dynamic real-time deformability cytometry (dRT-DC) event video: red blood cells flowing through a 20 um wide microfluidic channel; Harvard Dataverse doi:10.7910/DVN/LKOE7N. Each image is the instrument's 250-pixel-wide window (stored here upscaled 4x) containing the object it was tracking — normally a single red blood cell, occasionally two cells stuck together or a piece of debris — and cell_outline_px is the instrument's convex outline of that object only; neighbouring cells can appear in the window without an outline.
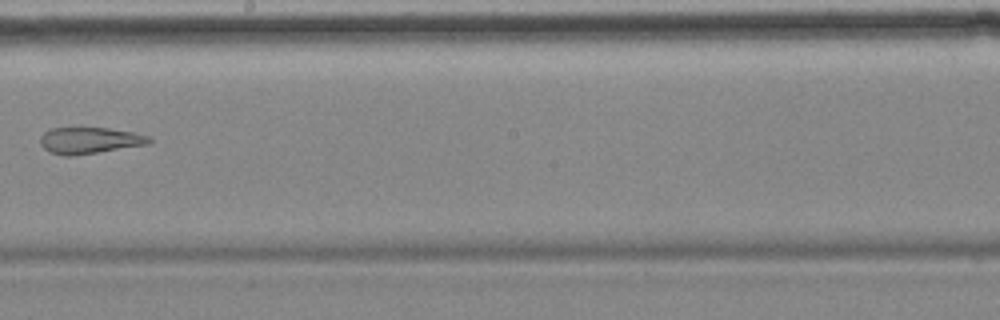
{"species": "common noctule bat (a hibernating species)", "species_latin": "Nyctalus noctula", "temperature_condition": "cold", "stored_images_in_passage": 15, "camera_frame_rate_fps": 3000, "um_per_image_px": 0.085, "animal": {"sex": "female", "body_mass_g": 18.4}, "frame": {"image": 1, "passage_image": 9, "time_ms": 10.333, "image_size_px": [1000, 320], "cell_outline_px": [[152, 140], [148, 144], [72, 156], [64, 156], [48, 152], [40, 144], [40, 136], [44, 132], [52, 128], [108, 128], [132, 132], [148, 136]], "centroid_in_image_um": [7.56, 11.94], "position_along_channel_um": 240.6, "area_um2": 16.65}, "authors_computed_cell_mechanics": {"area_um2": 23.2356, "velocity_mm_per_s": 3.533, "shape_relaxation_time_tau1_ms": null, "shape_relaxation_time_tau2_ms": 3.2307, "deformation_change_tau1": null, "deformation_change_tau2": 0.1336}}